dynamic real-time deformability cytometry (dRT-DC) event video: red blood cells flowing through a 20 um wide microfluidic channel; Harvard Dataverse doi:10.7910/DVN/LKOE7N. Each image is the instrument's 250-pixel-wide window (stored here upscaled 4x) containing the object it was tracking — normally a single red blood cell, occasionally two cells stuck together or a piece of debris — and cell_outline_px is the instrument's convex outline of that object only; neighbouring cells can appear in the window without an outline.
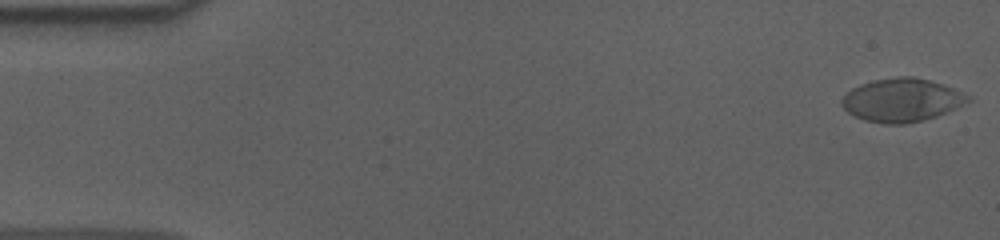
{"species": "human", "species_latin": "Homo sapiens", "temperature_condition": "cold", "stored_images_in_passage": 56, "camera_frame_rate_fps": 3000, "um_per_image_px": 0.085, "donor": {"sex": "male"}, "frame": {"image": 1, "passage_image": 1, "time_ms": 0.0, "image_size_px": [1000, 240], "cell_outline_px": [[972, 100], [936, 116], [904, 124], [888, 124], [864, 120], [848, 112], [840, 104], [840, 100], [852, 88], [860, 84], [872, 80], [900, 76], [912, 76], [928, 80], [952, 88], [968, 96]], "centroid_in_image_um": [76.59, 8.5], "position_along_channel_um": 8.4, "area_um2": 31.33}}
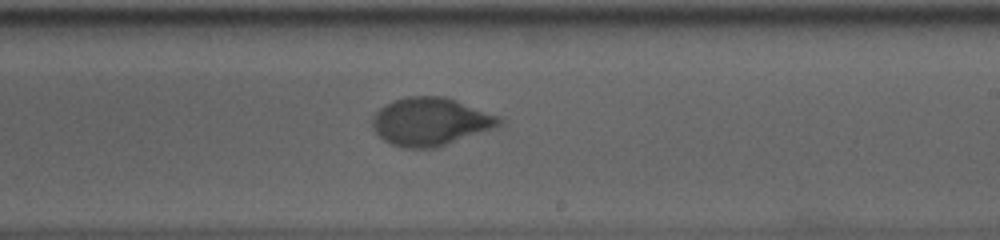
{"frame": {"image": 2, "passage_image": 33, "time_ms": 10.667, "image_size_px": [1000, 240], "cell_outline_px": [[504, 124], [496, 128], [436, 148], [400, 148], [384, 140], [372, 128], [372, 116], [384, 104], [392, 100], [408, 96], [444, 96], [456, 100], [500, 116], [504, 120]], "centroid_in_image_um": [36.61, 10.34], "position_along_channel_um": 252.4, "area_um2": 35.89}}
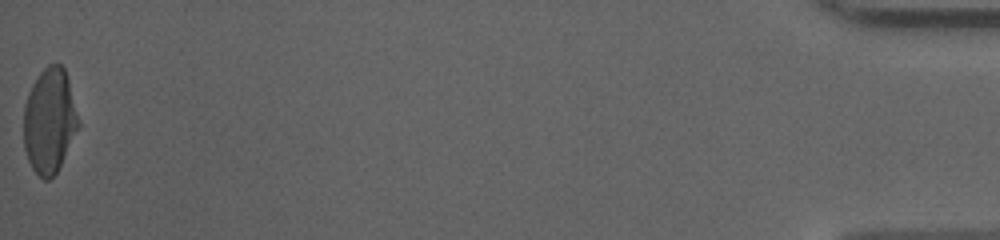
{"frame": {"image": 3, "passage_image": 56, "time_ms": 18.333, "image_size_px": [1000, 240], "cell_outline_px": [[80, 124], [56, 172], [48, 180], [44, 180], [32, 168], [28, 160], [24, 148], [24, 104], [28, 92], [32, 84], [40, 72], [48, 64], [60, 64], [64, 68], [68, 80]], "centroid_in_image_um": [4.18, 10.25], "position_along_channel_um": 431.0, "area_um2": 33.06}, "authors_computed_cell_mechanics": {"area_um2": 33.9864, "velocity_mm_per_s": 3.6372, "shape_relaxation_time_tau1_ms": 5.2314, "shape_relaxation_time_tau2_ms": null, "deformation_change_tau1": 0.2151, "deformation_change_tau2": null}}